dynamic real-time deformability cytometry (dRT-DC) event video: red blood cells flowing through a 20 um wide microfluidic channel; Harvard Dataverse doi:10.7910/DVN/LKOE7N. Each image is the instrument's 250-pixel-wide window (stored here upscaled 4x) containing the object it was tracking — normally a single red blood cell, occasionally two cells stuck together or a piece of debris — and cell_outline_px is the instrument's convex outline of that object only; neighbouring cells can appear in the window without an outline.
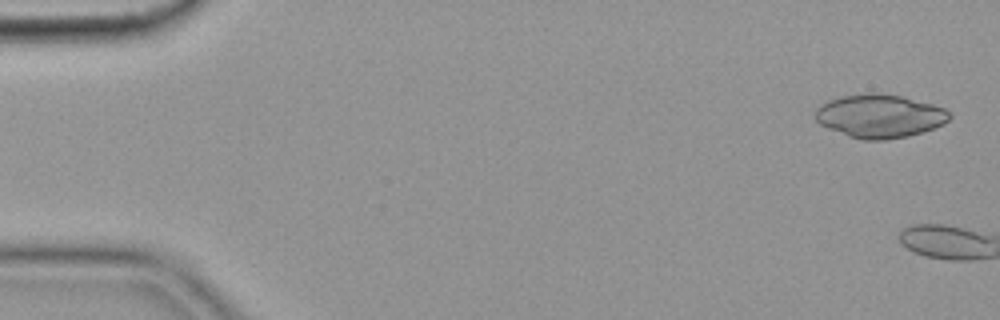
{"species": "common noctule bat (a hibernating species)", "species_latin": "Nyctalus noctula", "temperature_condition": "cold", "stored_images_in_passage": 11, "camera_frame_rate_fps": 3000, "um_per_image_px": 0.085, "animal": {"sex": "female", "body_mass_g": 19.9}, "frame": {"image": 1, "passage_image": 2, "time_ms": 0.333, "image_size_px": [1000, 320], "cell_outline_px": [[952, 116], [944, 124], [908, 136], [884, 140], [864, 140], [848, 136], [828, 128], [820, 124], [816, 120], [816, 108], [820, 104], [828, 100], [840, 96], [868, 92], [876, 92], [900, 96], [932, 104], [944, 108], [952, 112]], "centroid_in_image_um": [74.76, 9.85], "position_along_channel_um": 10.2, "area_um2": 33.99}}